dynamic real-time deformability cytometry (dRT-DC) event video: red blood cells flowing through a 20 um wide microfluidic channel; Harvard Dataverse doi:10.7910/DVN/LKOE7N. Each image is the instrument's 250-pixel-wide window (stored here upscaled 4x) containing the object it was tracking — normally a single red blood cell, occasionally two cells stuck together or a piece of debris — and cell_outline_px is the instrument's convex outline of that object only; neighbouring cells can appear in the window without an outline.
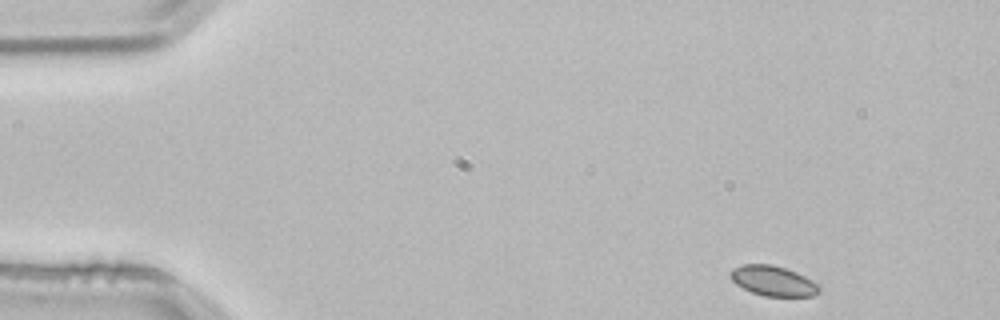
{"species": "common noctule bat (a hibernating species)", "species_latin": "Nyctalus noctula", "temperature_condition": "room temperature", "stored_images_in_passage": 3, "camera_frame_rate_fps": 3000, "um_per_image_px": 0.085, "animal": {"sex": "male", "body_mass_g": 21.5, "forearm_length_mm": 52.0}, "frame": {"image": 1, "passage_image": 1, "time_ms": 0.0, "image_size_px": [1000, 320], "cell_outline_px": [[820, 292], [812, 296], [764, 296], [752, 292], [736, 284], [728, 276], [728, 272], [732, 268], [744, 264], [772, 264], [796, 272], [820, 284]], "centroid_in_image_um": [65.7, 23.87], "position_along_channel_um": 19.3, "area_um2": 15.66}}
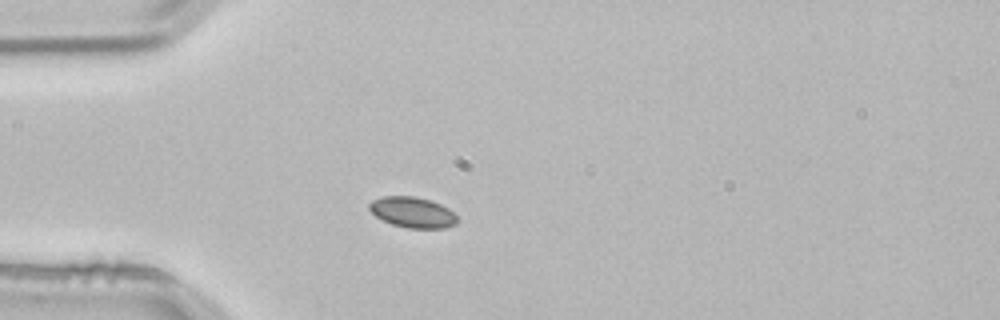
{"frame": {"image": 2, "passage_image": 3, "time_ms": 0.667, "image_size_px": [1000, 320], "cell_outline_px": [[456, 224], [444, 228], [408, 228], [392, 224], [376, 216], [368, 208], [368, 204], [372, 200], [384, 196], [412, 196], [428, 200], [440, 204], [448, 208], [456, 216]], "centroid_in_image_um": [35.04, 18.04], "position_along_channel_um": 50.0, "area_um2": 15.49}}